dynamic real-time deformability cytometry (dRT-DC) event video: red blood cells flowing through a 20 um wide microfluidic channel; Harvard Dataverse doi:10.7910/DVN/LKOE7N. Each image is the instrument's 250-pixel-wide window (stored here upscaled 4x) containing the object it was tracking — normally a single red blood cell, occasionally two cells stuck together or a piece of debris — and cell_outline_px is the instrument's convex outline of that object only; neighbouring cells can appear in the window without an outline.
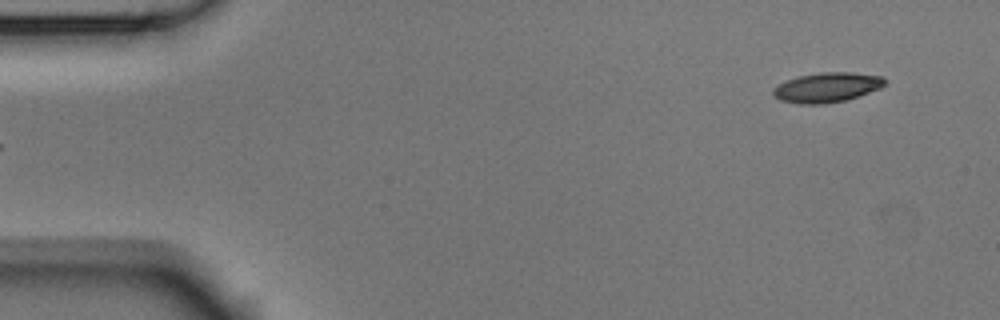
{"species": "Egyptian fruit bat (a non-hibernating species)", "species_latin": "Rousettus aegyptiacus", "temperature_condition": "room temperature", "stored_images_in_passage": 6, "camera_frame_rate_fps": 3000, "um_per_image_px": 0.085, "animal": {"sex": "male"}, "frame": {"image": 1, "passage_image": 6, "time_ms": 1.667, "image_size_px": [1000, 320], "cell_outline_px": [[884, 84], [880, 88], [848, 100], [824, 104], [796, 104], [780, 100], [772, 92], [772, 88], [788, 80], [800, 76], [820, 72], [852, 72], [880, 76], [884, 80]], "centroid_in_image_um": [70.28, 7.44], "position_along_channel_um": 14.7, "area_um2": 19.25}}